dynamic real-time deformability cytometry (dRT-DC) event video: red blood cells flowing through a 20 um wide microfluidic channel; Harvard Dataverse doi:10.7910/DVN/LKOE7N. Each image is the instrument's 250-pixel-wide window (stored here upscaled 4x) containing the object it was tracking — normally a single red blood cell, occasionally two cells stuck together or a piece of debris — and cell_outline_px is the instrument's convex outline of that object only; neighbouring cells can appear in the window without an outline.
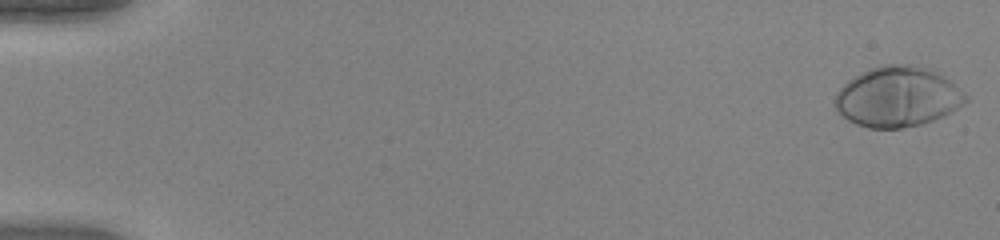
{"species": "human", "species_latin": "Homo sapiens", "temperature_condition": "warm", "stored_images_in_passage": 52, "camera_frame_rate_fps": 3000, "um_per_image_px": 0.085, "donor": {"sex": "female"}, "frame": {"image": 1, "passage_image": 1, "time_ms": 0.0, "image_size_px": [1000, 240], "cell_outline_px": [[968, 100], [964, 104], [952, 112], [944, 116], [920, 124], [900, 128], [868, 128], [856, 124], [848, 120], [836, 108], [832, 100], [836, 92], [848, 80], [872, 68], [884, 64], [904, 64], [924, 68], [948, 80], [964, 92], [968, 96]], "centroid_in_image_um": [76.27, 8.25], "position_along_channel_um": 8.7, "area_um2": 45.32}}
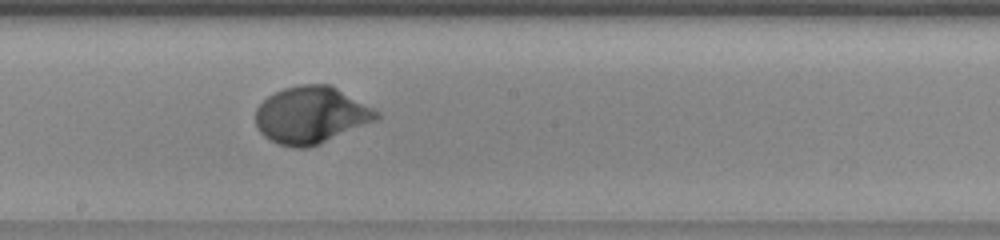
{"frame": {"image": 2, "passage_image": 30, "time_ms": 9.667, "image_size_px": [1000, 240], "cell_outline_px": [[380, 116], [376, 120], [308, 148], [292, 148], [280, 144], [264, 136], [256, 128], [256, 108], [268, 96], [284, 88], [300, 84], [332, 84], [380, 112]], "centroid_in_image_um": [26.44, 9.76], "position_along_channel_um": 221.8, "area_um2": 40.0}}
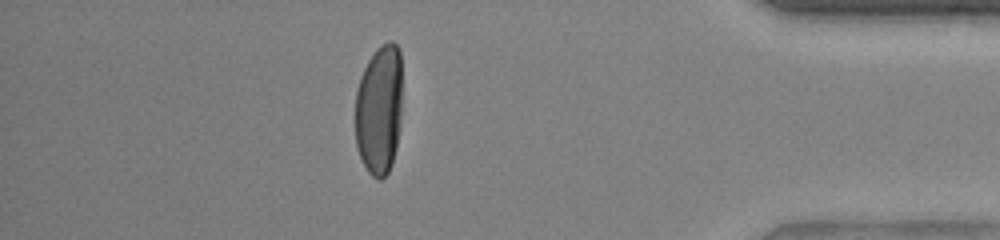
{"frame": {"image": 3, "passage_image": 46, "time_ms": 15.0, "image_size_px": [1000, 240], "cell_outline_px": [[400, 116], [396, 148], [392, 164], [388, 172], [380, 180], [376, 180], [368, 172], [356, 148], [356, 88], [360, 76], [368, 60], [376, 48], [380, 44], [388, 40], [392, 40], [400, 48]], "centroid_in_image_um": [32.21, 9.3], "position_along_channel_um": 403.0, "area_um2": 35.72}, "authors_computed_cell_mechanics": {"area_um2": 39.7953, "velocity_mm_per_s": 4.0157, "shape_relaxation_time_tau1_ms": 2.5439, "shape_relaxation_time_tau2_ms": null, "deformation_change_tau1": 0.2077, "deformation_change_tau2": null}}